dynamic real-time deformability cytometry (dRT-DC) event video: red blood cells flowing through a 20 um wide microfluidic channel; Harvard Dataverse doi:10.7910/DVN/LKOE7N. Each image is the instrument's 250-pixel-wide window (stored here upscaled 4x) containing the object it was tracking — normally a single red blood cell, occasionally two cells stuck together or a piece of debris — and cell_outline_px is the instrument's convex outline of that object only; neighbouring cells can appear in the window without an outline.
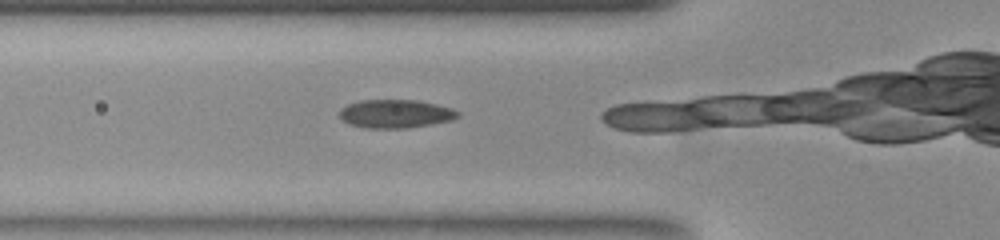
{"species": "common noctule bat (a hibernating species)", "species_latin": "Nyctalus noctula", "temperature_condition": "room temperature", "stored_images_in_passage": 12, "camera_frame_rate_fps": 3000, "um_per_image_px": 0.085, "animal": {"sex": "female", "body_mass_g": 23.0, "forearm_length_mm": 53.4}, "frame": {"image": 1, "passage_image": 3, "time_ms": 0.667, "image_size_px": [1000, 240], "cell_outline_px": [[460, 116], [452, 120], [428, 124], [400, 128], [368, 128], [352, 124], [344, 120], [340, 116], [340, 108], [348, 104], [360, 100], [420, 100], [452, 108], [460, 112]], "centroid_in_image_um": [33.64, 9.65], "position_along_channel_um": 92.2, "area_um2": 19.36}}